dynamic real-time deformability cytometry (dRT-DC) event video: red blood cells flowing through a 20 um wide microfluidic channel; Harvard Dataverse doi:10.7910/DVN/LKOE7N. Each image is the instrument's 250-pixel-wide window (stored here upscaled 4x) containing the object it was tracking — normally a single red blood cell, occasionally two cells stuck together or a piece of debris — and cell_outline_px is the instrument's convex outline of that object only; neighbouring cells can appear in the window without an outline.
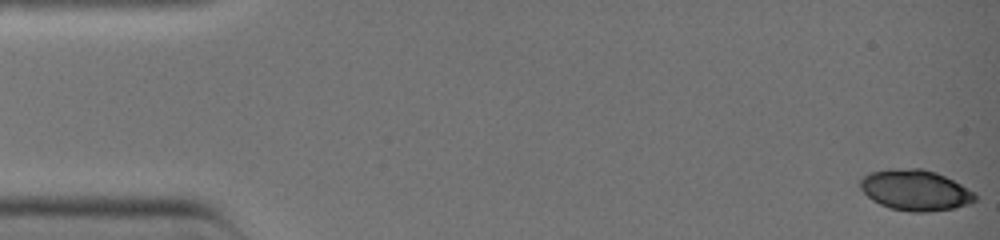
{"species": "common noctule bat (a hibernating species)", "species_latin": "Nyctalus noctula", "temperature_condition": "warm", "stored_images_in_passage": 38, "camera_frame_rate_fps": 3000, "um_per_image_px": 0.085, "animal": {"sex": "female", "body_mass_g": 19.0, "forearm_length_mm": 51.5}, "frame": {"image": 1, "passage_image": 1, "time_ms": 0.0, "image_size_px": [1000, 240], "cell_outline_px": [[976, 200], [968, 204], [956, 208], [924, 212], [912, 212], [892, 208], [880, 204], [872, 200], [860, 188], [860, 180], [864, 176], [872, 172], [888, 168], [920, 168], [936, 172], [976, 192]], "centroid_in_image_um": [77.81, 16.16], "position_along_channel_um": 7.2, "area_um2": 27.22}}
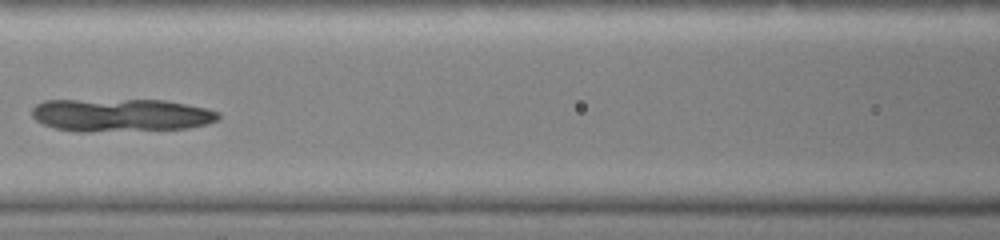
{"frame": {"image": 2, "passage_image": 19, "time_ms": 6.0, "image_size_px": [1000, 240], "cell_outline_px": [[220, 116], [216, 120], [208, 124], [188, 128], [88, 132], [84, 132], [56, 128], [44, 124], [36, 120], [32, 116], [32, 108], [36, 104], [44, 100], [164, 100], [208, 108], [220, 112]], "centroid_in_image_um": [10.29, 9.78], "position_along_channel_um": 156.3, "area_um2": 35.84}}
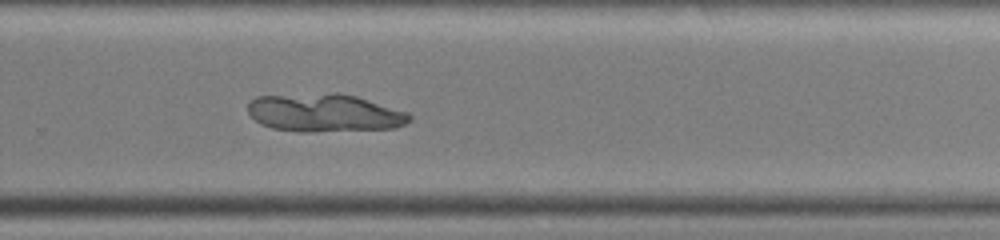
{"frame": {"image": 3, "passage_image": 28, "time_ms": 9.0, "image_size_px": [1000, 240], "cell_outline_px": [[412, 120], [396, 128], [312, 132], [300, 132], [272, 128], [260, 124], [248, 112], [248, 104], [256, 96], [332, 92], [336, 92], [356, 96], [408, 112], [412, 116]], "centroid_in_image_um": [27.59, 9.59], "position_along_channel_um": 302.2, "area_um2": 36.13}}